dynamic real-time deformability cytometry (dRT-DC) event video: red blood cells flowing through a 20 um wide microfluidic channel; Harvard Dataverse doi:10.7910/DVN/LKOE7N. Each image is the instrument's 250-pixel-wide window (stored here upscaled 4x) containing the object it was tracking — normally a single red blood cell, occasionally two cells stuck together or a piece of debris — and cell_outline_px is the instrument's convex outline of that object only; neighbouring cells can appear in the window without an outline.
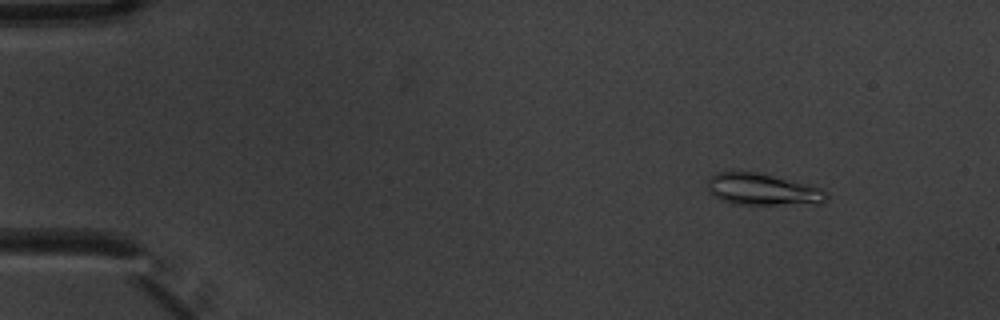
{"species": "common noctule bat (a hibernating species)", "species_latin": "Nyctalus noctula", "temperature_condition": "warm", "stored_images_in_passage": 6, "camera_frame_rate_fps": 3000, "um_per_image_px": 0.085, "animal": {"sex": "male", "body_mass_g": 20.1, "forearm_length_mm": 53.5}, "frame": {"image": 1, "passage_image": 2, "time_ms": 0.333, "image_size_px": [1000, 320], "cell_outline_px": [[828, 200], [820, 204], [732, 204], [720, 200], [712, 196], [708, 192], [708, 180], [716, 172], [760, 172], [824, 188], [828, 192]], "centroid_in_image_um": [64.87, 16.11], "position_along_channel_um": 20.1, "area_um2": 22.37}}
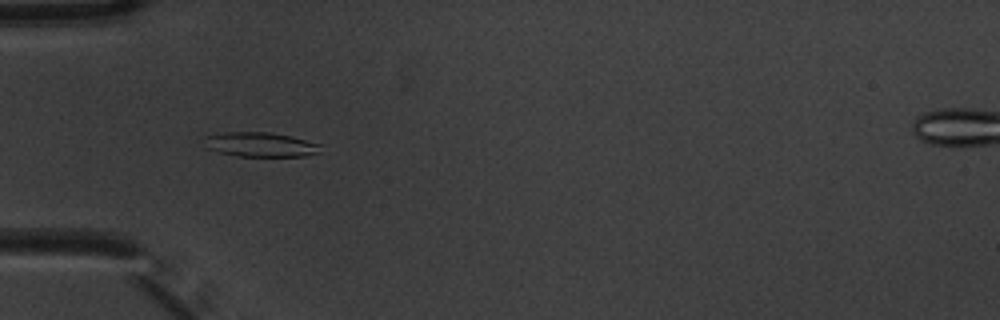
{"frame": {"image": 2, "passage_image": 5, "time_ms": 1.333, "image_size_px": [1000, 320], "cell_outline_px": [[320, 152], [304, 156], [236, 156], [204, 148], [204, 136], [224, 132], [268, 132], [292, 136], [320, 144]], "centroid_in_image_um": [22.09, 12.28], "position_along_channel_um": 62.9, "area_um2": 16.7}}